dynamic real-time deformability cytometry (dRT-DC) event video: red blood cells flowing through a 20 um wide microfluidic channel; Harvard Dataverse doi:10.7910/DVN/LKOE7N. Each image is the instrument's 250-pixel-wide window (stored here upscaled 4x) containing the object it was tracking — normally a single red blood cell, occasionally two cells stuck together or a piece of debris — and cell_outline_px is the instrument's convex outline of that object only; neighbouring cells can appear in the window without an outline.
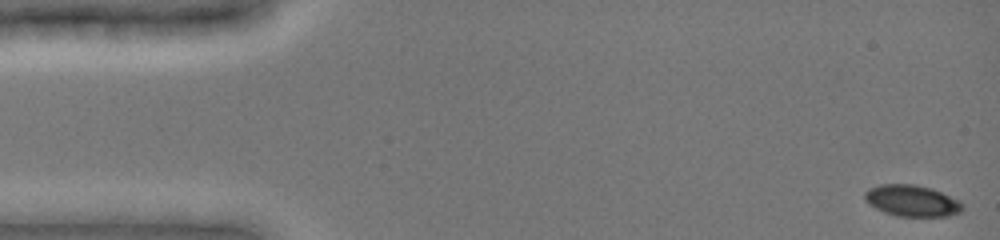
{"species": "common noctule bat (a hibernating species)", "species_latin": "Nyctalus noctula", "temperature_condition": "cold", "stored_images_in_passage": 40, "camera_frame_rate_fps": 3000, "um_per_image_px": 0.085, "animal": {"sex": "female", "body_mass_g": 19.0, "forearm_length_mm": 51.5}, "frame": {"image": 1, "passage_image": 1, "time_ms": 0.0, "image_size_px": [1000, 240], "cell_outline_px": [[964, 208], [960, 212], [948, 216], [896, 216], [884, 212], [868, 204], [864, 200], [864, 192], [868, 188], [880, 184], [916, 184], [932, 188], [960, 200], [964, 204]], "centroid_in_image_um": [77.51, 17.05], "position_along_channel_um": 7.5, "area_um2": 18.15}}
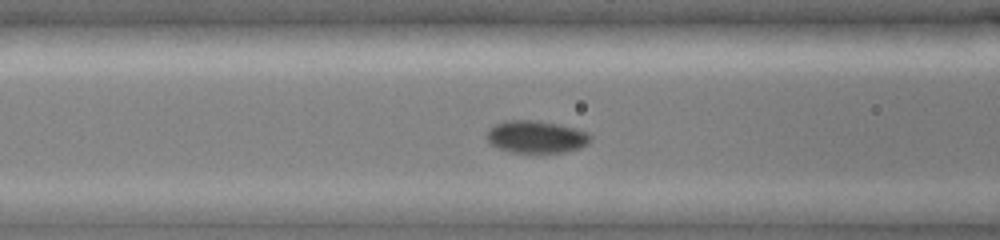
{"frame": {"image": 2, "passage_image": 16, "time_ms": 6.0, "image_size_px": [1000, 240], "cell_outline_px": [[592, 136], [588, 144], [580, 148], [564, 152], [512, 152], [500, 148], [492, 144], [488, 140], [488, 132], [496, 124], [508, 120], [540, 120], [576, 128], [588, 132]], "centroid_in_image_um": [45.65, 11.62], "position_along_channel_um": 121.0, "area_um2": 19.36}}
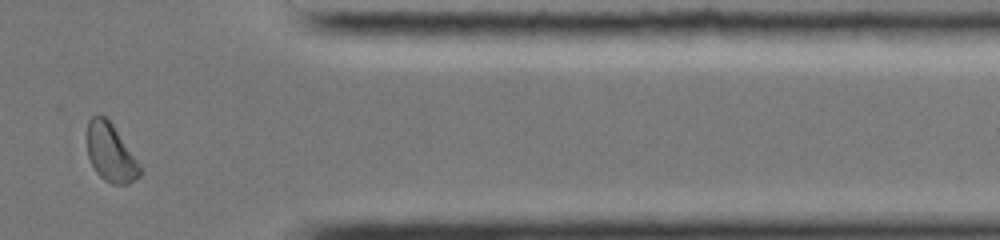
{"frame": {"image": 3, "passage_image": 35, "time_ms": 13.333, "image_size_px": [1000, 240], "cell_outline_px": [[140, 176], [128, 184], [112, 184], [104, 180], [96, 172], [88, 156], [88, 120], [96, 112], [100, 112], [112, 124], [136, 160], [140, 168]], "centroid_in_image_um": [9.37, 12.97], "position_along_channel_um": 402.0, "area_um2": 17.51}, "authors_computed_cell_mechanics": {"area_um2": 18.5827, "velocity_mm_per_s": 3.9428, "shape_relaxation_time_tau1_ms": 2.9135, "shape_relaxation_time_tau2_ms": null, "deformation_change_tau1": 0.0721, "deformation_change_tau2": null}}